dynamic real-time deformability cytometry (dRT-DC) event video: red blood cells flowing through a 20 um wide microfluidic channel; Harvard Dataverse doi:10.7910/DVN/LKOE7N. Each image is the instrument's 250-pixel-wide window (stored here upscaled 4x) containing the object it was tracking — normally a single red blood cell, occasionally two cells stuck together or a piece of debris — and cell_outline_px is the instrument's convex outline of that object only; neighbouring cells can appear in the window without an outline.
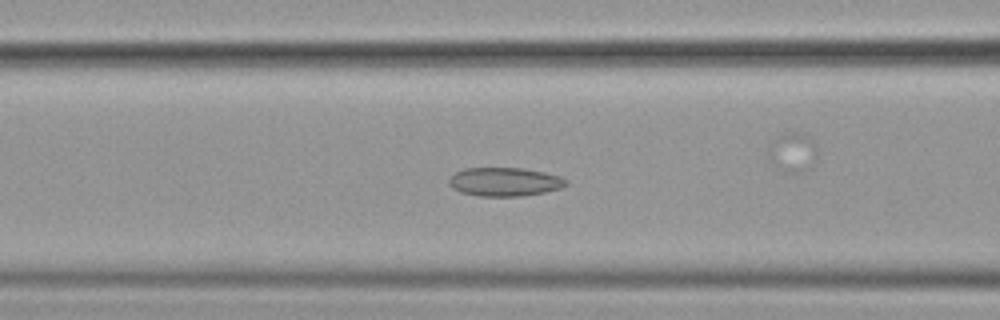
{"species": "common noctule bat (a hibernating species)", "species_latin": "Nyctalus noctula", "temperature_condition": "cold", "stored_images_in_passage": 41, "camera_frame_rate_fps": 3000, "um_per_image_px": 0.085, "animal": {"sex": "female", "body_mass_g": 19.9}, "frame": {"image": 1, "passage_image": 8, "time_ms": 2.333, "image_size_px": [1000, 320], "cell_outline_px": [[568, 184], [560, 188], [544, 192], [520, 196], [476, 196], [460, 192], [452, 188], [448, 184], [448, 180], [456, 172], [464, 168], [524, 168], [544, 172], [560, 176], [568, 180]], "centroid_in_image_um": [42.88, 15.45], "position_along_channel_um": 123.7, "area_um2": 19.65}}
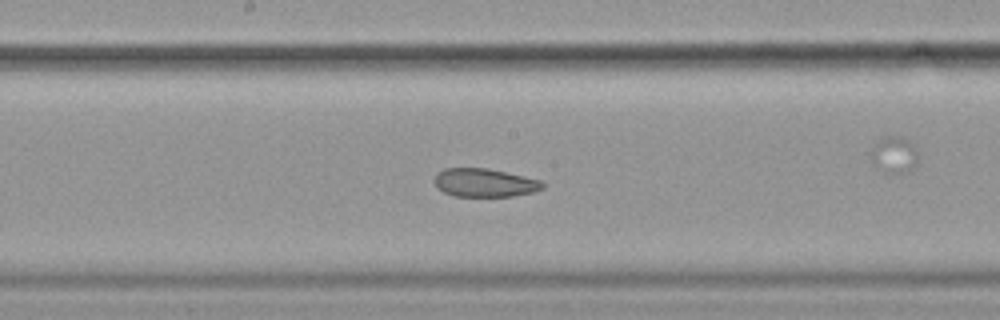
{"frame": {"image": 2, "passage_image": 15, "time_ms": 4.667, "image_size_px": [1000, 320], "cell_outline_px": [[544, 188], [532, 192], [512, 196], [452, 196], [436, 188], [436, 172], [444, 168], [488, 168], [524, 176], [540, 180], [544, 184]], "centroid_in_image_um": [41.17, 15.53], "position_along_channel_um": 207.0, "area_um2": 17.86}}
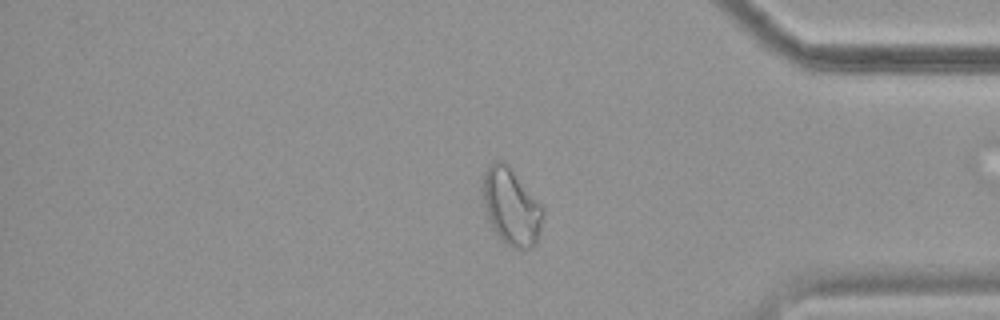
{"frame": {"image": 3, "passage_image": 32, "time_ms": 10.333, "image_size_px": [1000, 320], "cell_outline_px": [[544, 212], [540, 232], [532, 248], [512, 248], [504, 244], [492, 228], [484, 204], [480, 188], [480, 176], [488, 164], [492, 160], [504, 160], [508, 164], [544, 208]], "centroid_in_image_um": [43.4, 17.51], "position_along_channel_um": 391.8, "area_um2": 27.51}, "authors_computed_cell_mechanics": {"area_um2": 20.1144, "velocity_mm_per_s": 3.5773, "shape_relaxation_time_tau1_ms": null, "shape_relaxation_time_tau2_ms": 3.2584, "deformation_change_tau1": null, "deformation_change_tau2": 0.0948}}